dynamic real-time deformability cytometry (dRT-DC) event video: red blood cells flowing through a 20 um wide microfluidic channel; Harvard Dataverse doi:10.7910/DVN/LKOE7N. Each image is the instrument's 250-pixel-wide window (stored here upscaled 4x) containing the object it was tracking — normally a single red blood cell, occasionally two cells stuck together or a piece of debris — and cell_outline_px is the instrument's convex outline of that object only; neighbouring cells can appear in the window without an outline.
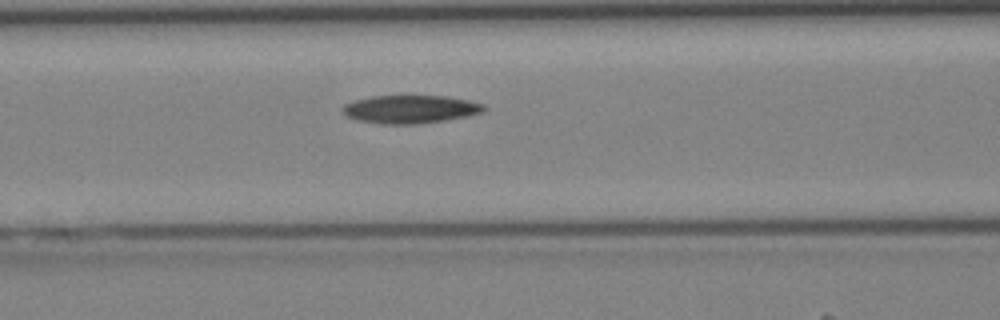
{"species": "Egyptian fruit bat (a non-hibernating species)", "species_latin": "Rousettus aegyptiacus", "temperature_condition": "cold", "stored_images_in_passage": 28, "camera_frame_rate_fps": 3000, "um_per_image_px": 0.085, "animal": {"sex": "female"}, "frame": {"image": 1, "passage_image": 7, "time_ms": 2.0, "image_size_px": [1000, 320], "cell_outline_px": [[488, 108], [484, 112], [468, 116], [444, 120], [416, 124], [380, 124], [356, 120], [348, 116], [340, 108], [344, 104], [356, 100], [372, 96], [448, 96], [468, 100], [484, 104]], "centroid_in_image_um": [34.9, 9.28], "position_along_channel_um": 131.7, "area_um2": 23.24}}
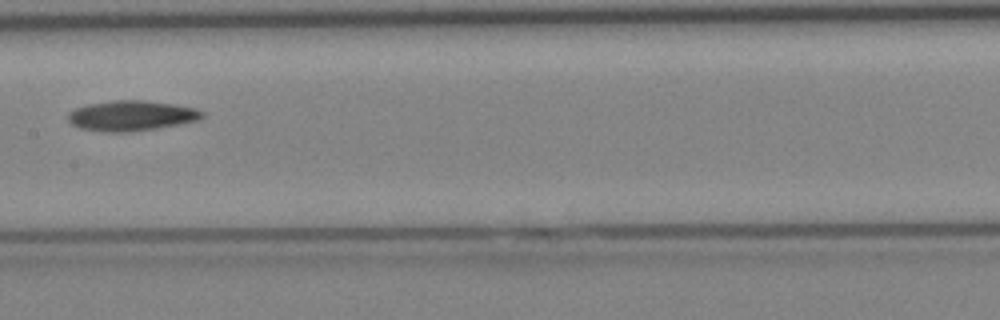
{"frame": {"image": 2, "passage_image": 11, "time_ms": 3.333, "image_size_px": [1000, 320], "cell_outline_px": [[204, 116], [196, 120], [156, 128], [124, 132], [104, 132], [80, 128], [72, 124], [68, 120], [68, 112], [76, 108], [88, 104], [112, 100], [144, 100], [176, 104], [196, 108], [204, 112]], "centroid_in_image_um": [11.14, 9.82], "position_along_channel_um": 196.3, "area_um2": 23.52}}
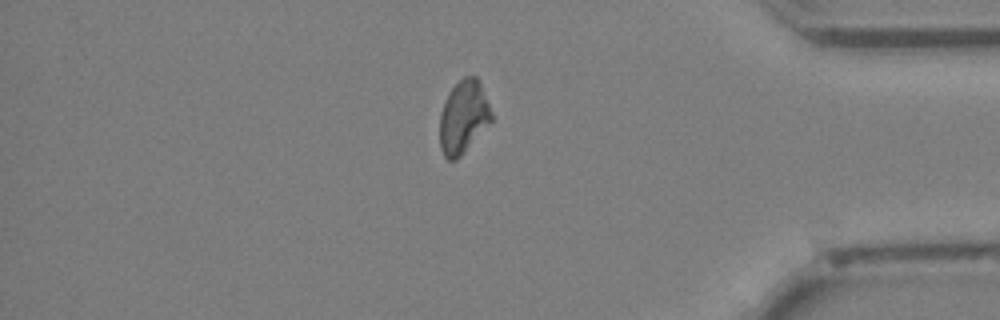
{"frame": {"image": 3, "passage_image": 25, "time_ms": 8.0, "image_size_px": [1000, 320], "cell_outline_px": [[492, 120], [464, 152], [456, 160], [448, 160], [444, 156], [440, 148], [440, 112], [444, 100], [448, 92], [464, 76], [476, 76], [480, 84], [492, 112]], "centroid_in_image_um": [39.36, 9.95], "position_along_channel_um": 395.8, "area_um2": 21.79}}